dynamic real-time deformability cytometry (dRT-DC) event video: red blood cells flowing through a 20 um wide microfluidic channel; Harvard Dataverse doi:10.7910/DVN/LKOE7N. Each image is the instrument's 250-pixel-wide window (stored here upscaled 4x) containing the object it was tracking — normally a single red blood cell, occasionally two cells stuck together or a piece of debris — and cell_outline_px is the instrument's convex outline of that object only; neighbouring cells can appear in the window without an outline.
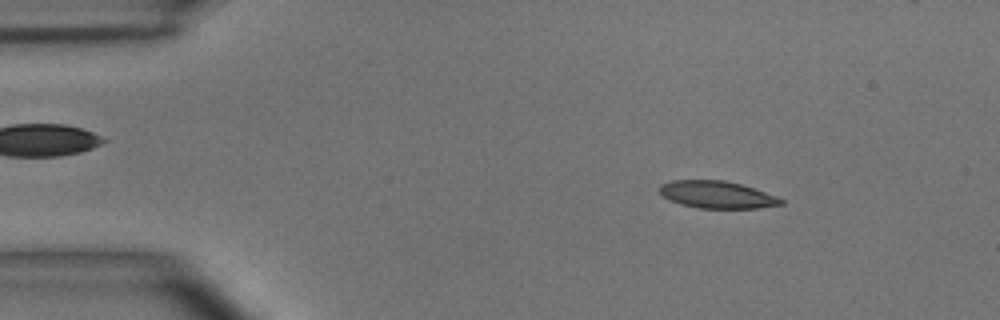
{"species": "common noctule bat (a hibernating species)", "species_latin": "Nyctalus noctula", "temperature_condition": "room temperature", "stored_images_in_passage": 48, "camera_frame_rate_fps": 3000, "um_per_image_px": 0.085, "animal": {"sex": "male", "body_mass_g": 15.6}, "frame": {"image": 1, "passage_image": 6, "time_ms": 1.667, "image_size_px": [1000, 320], "cell_outline_px": [[784, 204], [756, 208], [700, 208], [680, 204], [668, 200], [656, 188], [660, 184], [672, 180], [724, 180], [740, 184], [776, 196], [784, 200]], "centroid_in_image_um": [60.89, 16.54], "position_along_channel_um": 24.1, "area_um2": 19.25}}
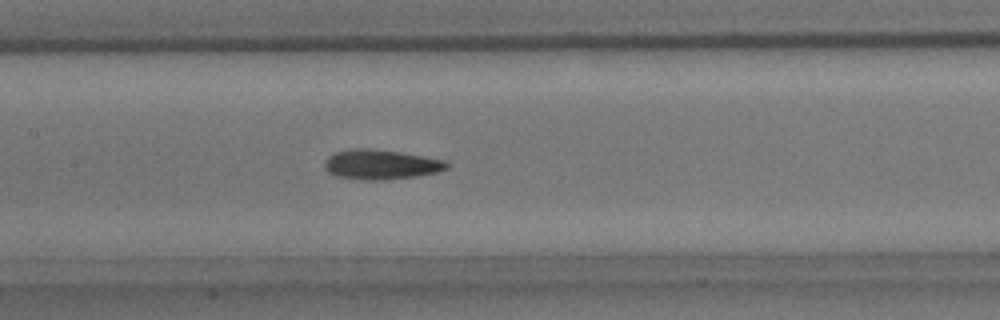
{"frame": {"image": 2, "passage_image": 22, "time_ms": 7.0, "image_size_px": [1000, 320], "cell_outline_px": [[448, 168], [440, 172], [416, 176], [384, 180], [364, 180], [336, 176], [328, 172], [324, 168], [324, 164], [328, 156], [336, 152], [356, 148], [360, 148], [400, 152], [444, 160], [448, 164]], "centroid_in_image_um": [32.37, 14.0], "position_along_channel_um": 175.0, "area_um2": 21.04}}
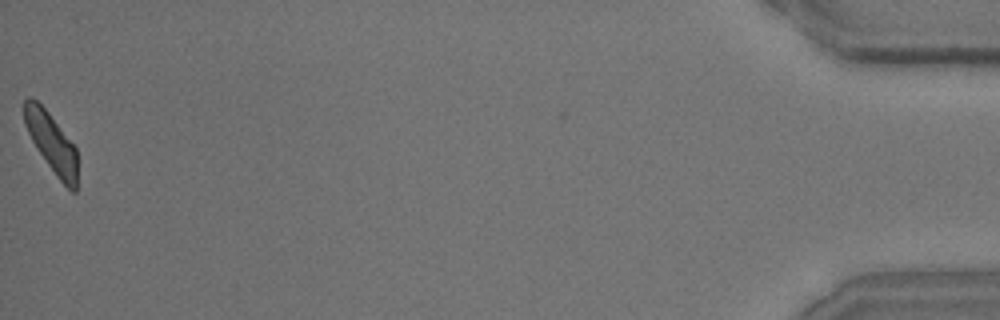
{"frame": {"image": 3, "passage_image": 48, "time_ms": 15.667, "image_size_px": [1000, 320], "cell_outline_px": [[76, 192], [72, 192], [56, 176], [32, 140], [24, 124], [24, 100], [28, 96], [32, 96], [48, 112], [76, 148]], "centroid_in_image_um": [4.36, 12.1], "position_along_channel_um": 430.8, "area_um2": 17.92}, "authors_computed_cell_mechanics": {"area_um2": 19.9121, "velocity_mm_per_s": 4.0641, "shape_relaxation_time_tau1_ms": 4.3085, "shape_relaxation_time_tau2_ms": 1.791, "deformation_change_tau1": 0.1473, "deformation_change_tau2": 0.0979}}